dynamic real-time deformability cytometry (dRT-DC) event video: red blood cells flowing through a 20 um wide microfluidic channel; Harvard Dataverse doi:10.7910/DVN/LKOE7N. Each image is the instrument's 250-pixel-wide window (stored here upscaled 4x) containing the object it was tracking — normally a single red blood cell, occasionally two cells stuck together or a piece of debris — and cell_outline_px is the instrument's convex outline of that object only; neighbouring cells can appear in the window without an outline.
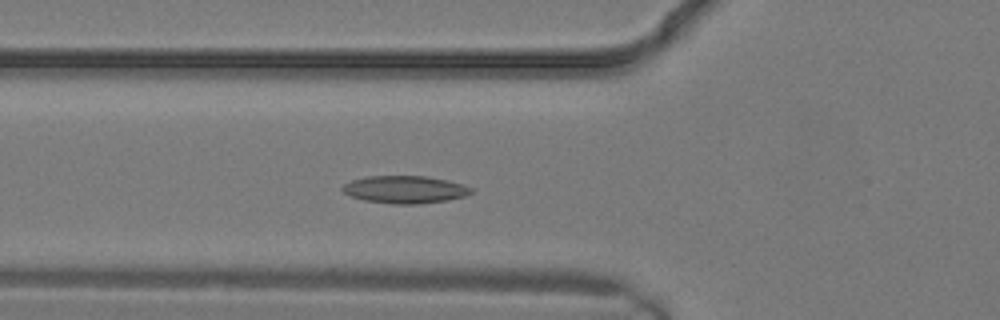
{"species": "common noctule bat (a hibernating species)", "species_latin": "Nyctalus noctula", "temperature_condition": "warm", "stored_images_in_passage": 19, "camera_frame_rate_fps": 3000, "um_per_image_px": 0.085, "animal": {"sex": "male", "body_mass_g": 19.2, "forearm_length_mm": 51.8}, "frame": {"image": 1, "passage_image": 9, "time_ms": 2.667, "image_size_px": [1000, 320], "cell_outline_px": [[472, 192], [464, 196], [448, 200], [416, 204], [392, 204], [364, 200], [352, 196], [344, 192], [340, 188], [344, 184], [352, 180], [368, 176], [424, 176], [444, 180], [460, 184], [472, 188]], "centroid_in_image_um": [34.38, 16.11], "position_along_channel_um": 91.4, "area_um2": 20.35}}
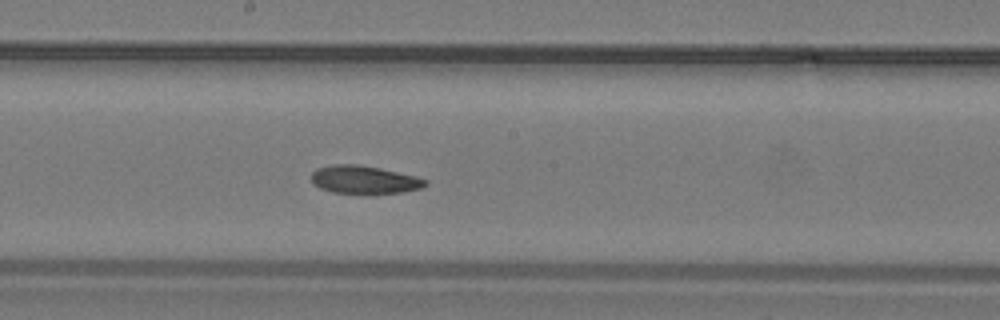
{"frame": {"image": 2, "passage_image": 14, "time_ms": 4.333, "image_size_px": [1000, 320], "cell_outline_px": [[428, 184], [420, 188], [400, 192], [368, 196], [360, 196], [332, 192], [320, 188], [312, 184], [312, 172], [316, 168], [332, 164], [356, 164], [380, 168], [416, 176], [428, 180]], "centroid_in_image_um": [30.93, 15.31], "position_along_channel_um": 217.3, "area_um2": 19.36}}
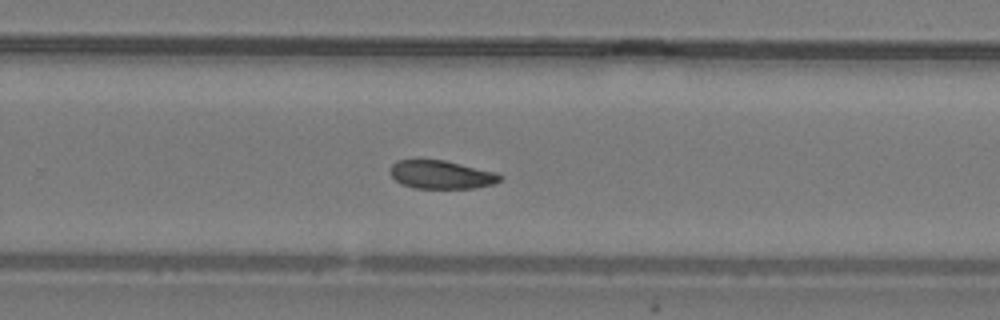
{"frame": {"image": 3, "passage_image": 17, "time_ms": 5.333, "image_size_px": [1000, 320], "cell_outline_px": [[504, 176], [500, 180], [492, 184], [476, 188], [416, 188], [400, 184], [392, 176], [392, 164], [396, 160], [444, 160], [496, 172]], "centroid_in_image_um": [37.53, 14.85], "position_along_channel_um": 292.3, "area_um2": 17.98}}